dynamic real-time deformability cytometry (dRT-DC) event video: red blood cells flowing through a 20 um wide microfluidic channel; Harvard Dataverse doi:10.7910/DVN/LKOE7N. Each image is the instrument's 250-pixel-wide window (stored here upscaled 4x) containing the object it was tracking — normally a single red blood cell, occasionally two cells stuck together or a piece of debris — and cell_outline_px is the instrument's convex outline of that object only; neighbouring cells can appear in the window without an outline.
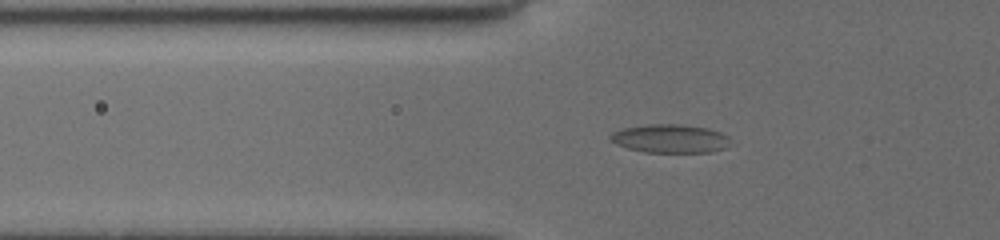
{"species": "common noctule bat (a hibernating species)", "species_latin": "Nyctalus noctula", "temperature_condition": "cold", "stored_images_in_passage": 46, "camera_frame_rate_fps": 3000, "um_per_image_px": 0.085, "animal": {"sex": "female", "body_mass_g": 19.5, "forearm_length_mm": 54.1}, "frame": {"image": 1, "passage_image": 3, "time_ms": 0.333, "image_size_px": [1000, 240], "cell_outline_px": [[728, 136], [724, 148], [708, 152], [644, 152], [628, 148], [616, 144], [608, 140], [608, 136], [612, 132], [624, 128], [648, 124], [676, 124], [708, 128], [720, 132]], "centroid_in_image_um": [56.87, 11.77], "position_along_channel_um": 68.9, "area_um2": 19.71}}
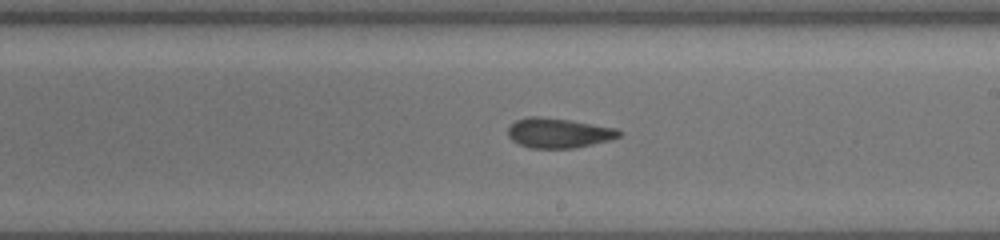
{"frame": {"image": 2, "passage_image": 22, "time_ms": 5.0, "image_size_px": [1000, 240], "cell_outline_px": [[620, 136], [608, 140], [592, 144], [572, 148], [528, 148], [512, 140], [508, 136], [508, 128], [516, 120], [528, 116], [540, 116], [572, 120], [616, 128], [620, 132]], "centroid_in_image_um": [47.44, 11.29], "position_along_channel_um": 241.6, "area_um2": 19.25}}
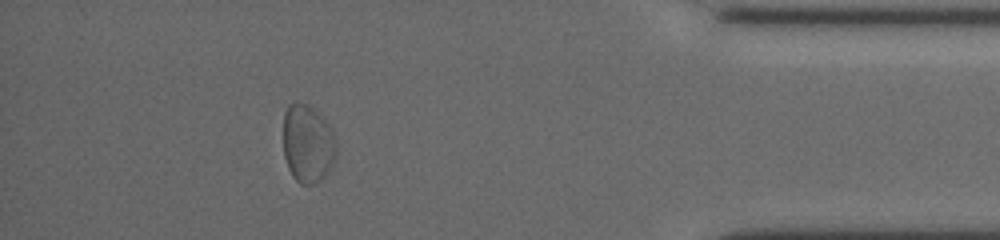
{"frame": {"image": 3, "passage_image": 42, "time_ms": 10.333, "image_size_px": [1000, 240], "cell_outline_px": [[336, 152], [332, 164], [324, 176], [320, 180], [312, 184], [300, 184], [292, 176], [288, 168], [284, 156], [284, 112], [288, 104], [296, 100], [308, 104], [324, 116], [336, 140]], "centroid_in_image_um": [26.14, 12.16], "position_along_channel_um": 409.1, "area_um2": 24.39}, "authors_computed_cell_mechanics": {"area_um2": 19.4497, "velocity_mm_per_s": 3.8053, "shape_relaxation_time_tau1_ms": null, "shape_relaxation_time_tau2_ms": 2.5428, "deformation_change_tau1": null, "deformation_change_tau2": 0.0903}}